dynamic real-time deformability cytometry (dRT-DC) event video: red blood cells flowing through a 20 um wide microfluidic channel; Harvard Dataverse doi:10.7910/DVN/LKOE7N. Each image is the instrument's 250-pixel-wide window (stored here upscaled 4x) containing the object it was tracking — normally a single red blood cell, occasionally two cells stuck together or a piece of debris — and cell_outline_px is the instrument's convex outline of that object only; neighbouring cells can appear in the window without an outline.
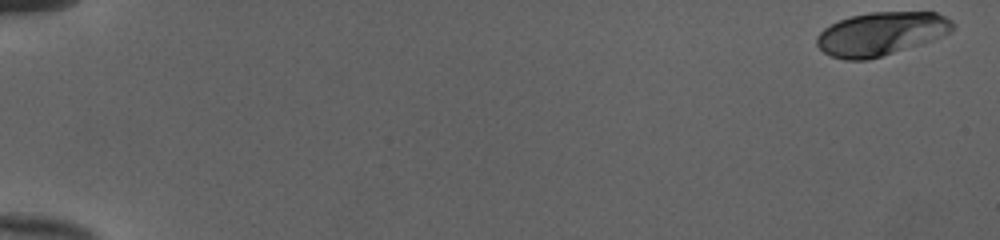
{"species": "human", "species_latin": "Homo sapiens", "temperature_condition": "cold", "stored_images_in_passage": 52, "camera_frame_rate_fps": 3000, "um_per_image_px": 0.085, "donor": {"sex": "female"}, "frame": {"image": 1, "passage_image": 1, "time_ms": 0.0, "image_size_px": [1000, 240], "cell_outline_px": [[956, 24], [948, 32], [932, 40], [920, 44], [868, 60], [844, 60], [832, 56], [824, 52], [816, 44], [816, 36], [824, 28], [840, 20], [852, 16], [872, 12], [936, 12], [952, 20]], "centroid_in_image_um": [74.87, 2.87], "position_along_channel_um": 10.1, "area_um2": 34.04}}
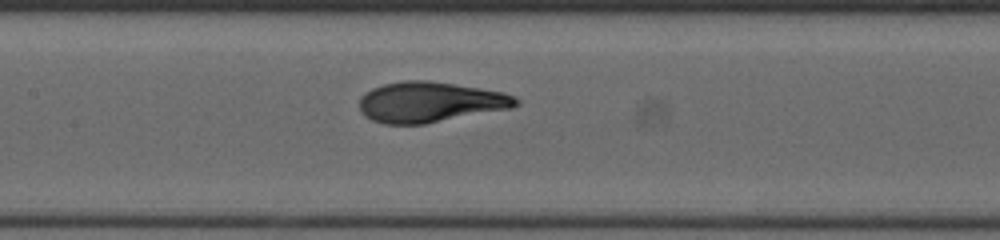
{"frame": {"image": 2, "passage_image": 27, "time_ms": 8.667, "image_size_px": [1000, 240], "cell_outline_px": [[520, 104], [512, 108], [424, 124], [384, 124], [372, 120], [364, 116], [360, 112], [360, 96], [372, 88], [384, 84], [404, 80], [428, 80], [480, 88], [504, 92], [516, 96], [520, 100]], "centroid_in_image_um": [36.57, 8.68], "position_along_channel_um": 170.8, "area_um2": 37.11}}
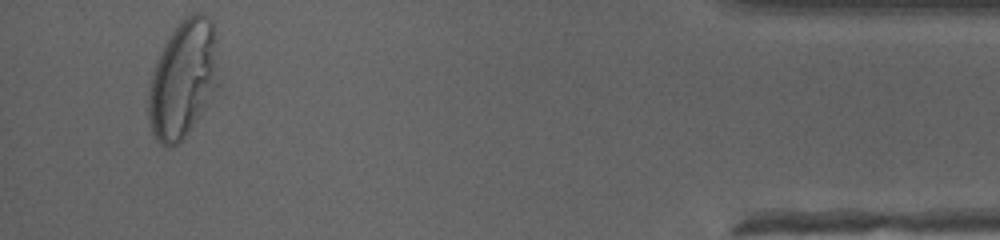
{"frame": {"image": 3, "passage_image": 50, "time_ms": 16.333, "image_size_px": [1000, 240], "cell_outline_px": [[220, 84], [188, 132], [176, 144], [168, 148], [164, 148], [152, 136], [148, 120], [148, 88], [152, 72], [156, 60], [172, 32], [180, 20], [192, 12], [200, 12], [208, 16], [212, 20], [216, 32], [220, 80]], "centroid_in_image_um": [15.57, 6.71], "position_along_channel_um": 419.6, "area_um2": 48.84}, "authors_computed_cell_mechanics": {"area_um2": 36.2406, "velocity_mm_per_s": 4.0106, "shape_relaxation_time_tau1_ms": 5.069, "shape_relaxation_time_tau2_ms": null, "deformation_change_tau1": 0.249, "deformation_change_tau2": null}}